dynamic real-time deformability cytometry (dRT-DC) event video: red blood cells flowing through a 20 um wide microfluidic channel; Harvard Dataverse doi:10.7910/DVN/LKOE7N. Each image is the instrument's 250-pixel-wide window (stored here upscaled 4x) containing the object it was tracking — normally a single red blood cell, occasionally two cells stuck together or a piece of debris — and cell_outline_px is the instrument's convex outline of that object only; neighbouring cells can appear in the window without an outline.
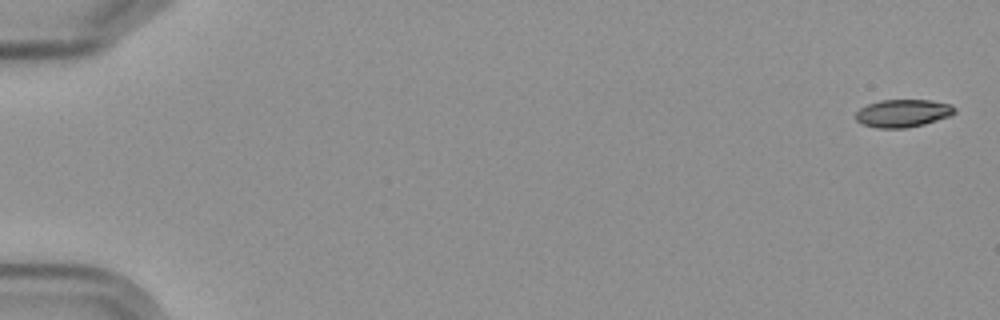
{"species": "Egyptian fruit bat (a non-hibernating species)", "species_latin": "Rousettus aegyptiacus", "temperature_condition": "cold", "stored_images_in_passage": 5, "camera_frame_rate_fps": 3000, "um_per_image_px": 0.085, "frame": {"image": 1, "passage_image": 1, "time_ms": 0.0, "image_size_px": [1000, 320], "cell_outline_px": [[956, 112], [948, 116], [924, 124], [908, 128], [876, 128], [860, 124], [856, 120], [856, 112], [860, 108], [868, 104], [880, 100], [932, 100], [952, 104], [956, 108]], "centroid_in_image_um": [76.74, 9.62], "position_along_channel_um": 8.3, "area_um2": 16.13}}
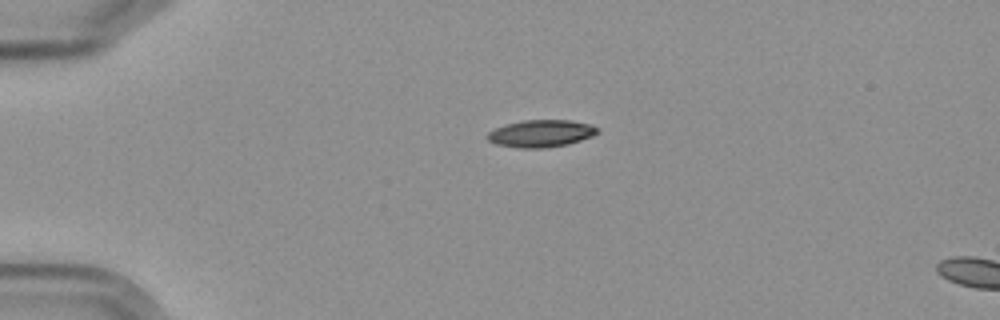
{"frame": {"image": 2, "passage_image": 4, "time_ms": 4.333, "image_size_px": [1000, 320], "cell_outline_px": [[600, 132], [592, 136], [568, 144], [544, 148], [520, 148], [496, 144], [488, 140], [484, 136], [488, 132], [504, 124], [524, 120], [572, 120], [592, 124], [600, 128]], "centroid_in_image_um": [46.0, 11.34], "position_along_channel_um": 39.0, "area_um2": 17.69}}